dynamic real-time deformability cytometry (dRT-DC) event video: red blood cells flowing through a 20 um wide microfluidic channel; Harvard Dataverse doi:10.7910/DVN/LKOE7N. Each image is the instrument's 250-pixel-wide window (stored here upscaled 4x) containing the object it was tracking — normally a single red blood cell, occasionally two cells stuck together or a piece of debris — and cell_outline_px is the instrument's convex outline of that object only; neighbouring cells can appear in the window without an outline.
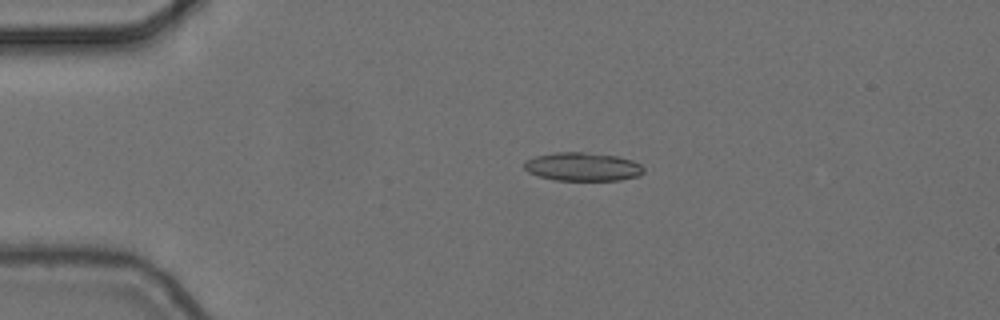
{"species": "common noctule bat (a hibernating species)", "species_latin": "Nyctalus noctula", "temperature_condition": "cold", "stored_images_in_passage": 5, "camera_frame_rate_fps": 3000, "um_per_image_px": 0.085, "animal": {"sex": "female", "body_mass_g": 24.6, "forearm_length_mm": 56.2}, "frame": {"image": 1, "passage_image": 3, "time_ms": 0.667, "image_size_px": [1000, 320], "cell_outline_px": [[644, 172], [640, 176], [620, 180], [556, 180], [536, 176], [528, 172], [524, 168], [524, 160], [536, 156], [556, 152], [584, 152], [616, 156], [632, 160], [640, 164], [644, 168]], "centroid_in_image_um": [49.52, 14.17], "position_along_channel_um": 35.5, "area_um2": 19.94}}